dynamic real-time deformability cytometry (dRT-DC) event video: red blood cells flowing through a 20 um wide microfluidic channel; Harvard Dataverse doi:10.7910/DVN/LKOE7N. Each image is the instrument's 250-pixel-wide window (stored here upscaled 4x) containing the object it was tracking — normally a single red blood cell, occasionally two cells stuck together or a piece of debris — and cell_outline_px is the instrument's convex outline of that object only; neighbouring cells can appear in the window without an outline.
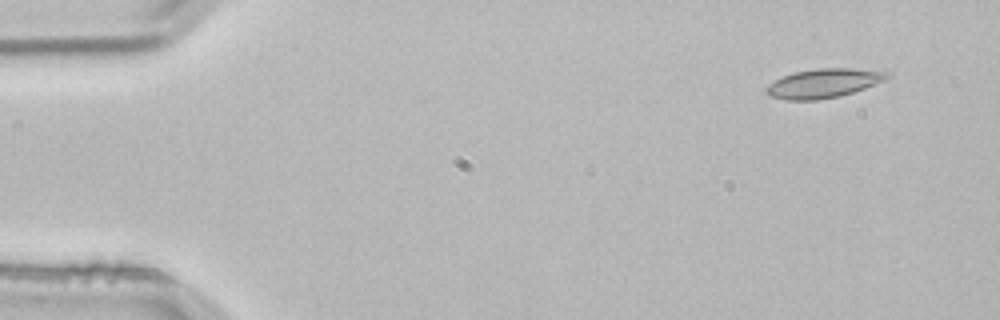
{"species": "common noctule bat (a hibernating species)", "species_latin": "Nyctalus noctula", "temperature_condition": "room temperature", "stored_images_in_passage": 4, "segment_of_instrument_passage": [1, 2], "camera_frame_rate_fps": 3000, "um_per_image_px": 0.085, "animal": {"sex": "male", "body_mass_g": 21.5, "forearm_length_mm": 52.0}, "frame": {"image": 1, "passage_image": 1, "time_ms": 0.0, "image_size_px": [1000, 320], "cell_outline_px": [[892, 72], [884, 80], [864, 88], [840, 96], [816, 100], [784, 100], [768, 96], [764, 92], [764, 88], [768, 84], [792, 72], [816, 68], [852, 68]], "centroid_in_image_um": [69.94, 7.08], "position_along_channel_um": 15.1, "area_um2": 20.58}}